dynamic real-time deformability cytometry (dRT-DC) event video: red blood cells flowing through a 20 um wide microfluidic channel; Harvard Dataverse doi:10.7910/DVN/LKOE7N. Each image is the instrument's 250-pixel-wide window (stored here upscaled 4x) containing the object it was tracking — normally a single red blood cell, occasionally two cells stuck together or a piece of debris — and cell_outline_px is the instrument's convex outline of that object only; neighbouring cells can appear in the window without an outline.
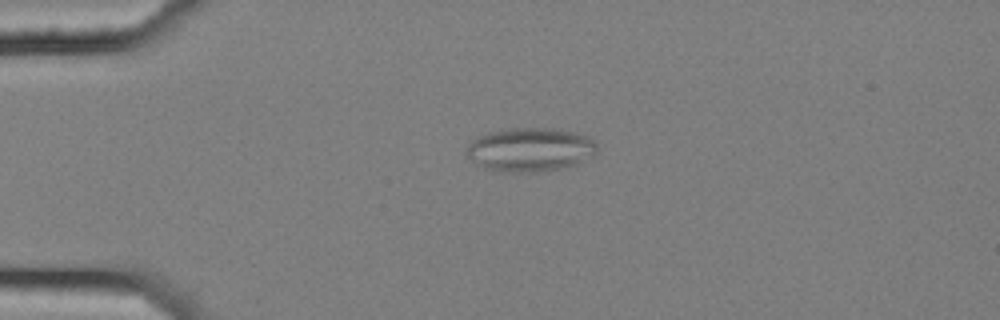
{"species": "common noctule bat (a hibernating species)", "species_latin": "Nyctalus noctula", "temperature_condition": "cold", "stored_images_in_passage": 6, "camera_frame_rate_fps": 3000, "um_per_image_px": 0.085, "animal": {"sex": "female", "body_mass_g": 25.1}, "frame": {"image": 1, "passage_image": 4, "time_ms": 1.0, "image_size_px": [1000, 320], "cell_outline_px": [[596, 152], [592, 156], [572, 164], [560, 168], [536, 172], [492, 172], [476, 164], [468, 156], [464, 148], [472, 140], [488, 132], [508, 128], [556, 128], [576, 132], [588, 136], [596, 140]], "centroid_in_image_um": [45.02, 12.71], "position_along_channel_um": 40.0, "area_um2": 33.58}}